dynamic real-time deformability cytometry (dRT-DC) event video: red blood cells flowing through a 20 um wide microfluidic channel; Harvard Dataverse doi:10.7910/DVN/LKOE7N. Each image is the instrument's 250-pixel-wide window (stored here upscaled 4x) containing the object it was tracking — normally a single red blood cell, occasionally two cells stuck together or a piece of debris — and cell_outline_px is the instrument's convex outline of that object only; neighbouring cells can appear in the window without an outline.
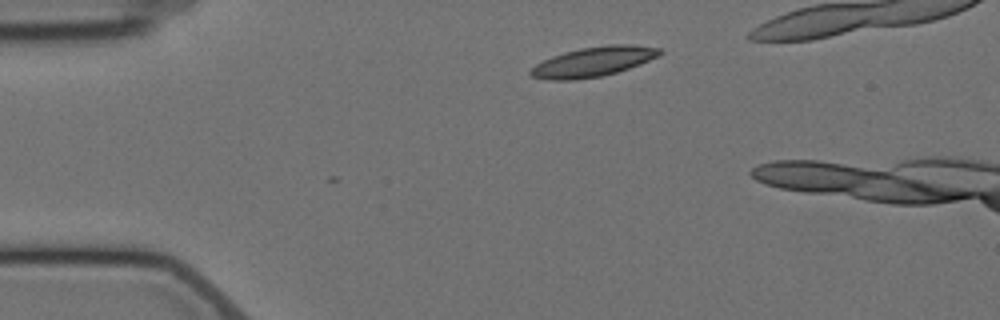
{"species": "Egyptian fruit bat (a non-hibernating species)", "species_latin": "Rousettus aegyptiacus", "temperature_condition": "cold", "stored_images_in_passage": 2, "camera_frame_rate_fps": 3000, "um_per_image_px": 0.085, "animal": {"sex": "female"}, "frame": {"image": 1, "passage_image": 2, "time_ms": 1.0, "image_size_px": [1000, 320], "cell_outline_px": [[664, 52], [660, 56], [640, 64], [616, 72], [600, 76], [576, 80], [548, 80], [532, 76], [528, 72], [536, 64], [552, 56], [564, 52], [580, 48], [608, 44], [632, 44], [660, 48]], "centroid_in_image_um": [50.46, 5.23], "position_along_channel_um": 34.5, "area_um2": 22.43}}